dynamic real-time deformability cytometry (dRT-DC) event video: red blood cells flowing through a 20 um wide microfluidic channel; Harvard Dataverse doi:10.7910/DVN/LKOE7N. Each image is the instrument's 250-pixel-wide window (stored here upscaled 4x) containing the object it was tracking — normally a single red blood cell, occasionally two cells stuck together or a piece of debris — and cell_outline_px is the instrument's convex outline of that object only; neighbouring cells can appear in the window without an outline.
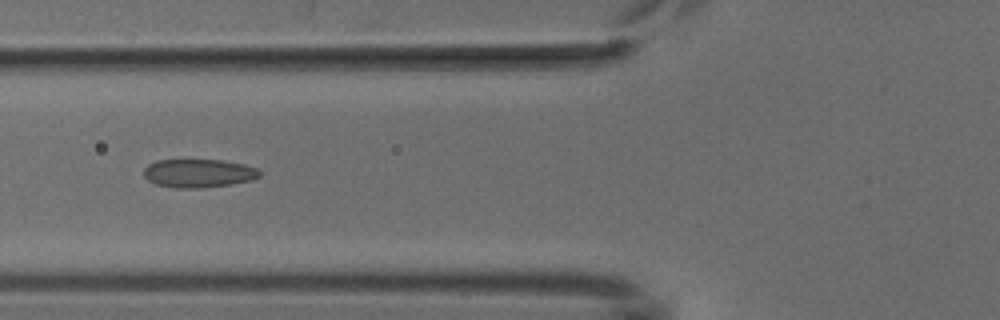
{"species": "common noctule bat (a hibernating species)", "species_latin": "Nyctalus noctula", "temperature_condition": "cold", "stored_images_in_passage": 7, "camera_frame_rate_fps": 3000, "um_per_image_px": 0.085, "animal": {"sex": "male", "body_mass_g": 18.8}, "frame": {"image": 1, "passage_image": 6, "time_ms": 5.667, "image_size_px": [1000, 320], "cell_outline_px": [[260, 176], [252, 180], [232, 184], [204, 188], [176, 188], [156, 184], [148, 180], [144, 176], [144, 168], [148, 164], [156, 160], [224, 160], [244, 164], [256, 168], [260, 172]], "centroid_in_image_um": [16.88, 14.73], "position_along_channel_um": 108.9, "area_um2": 19.31}}
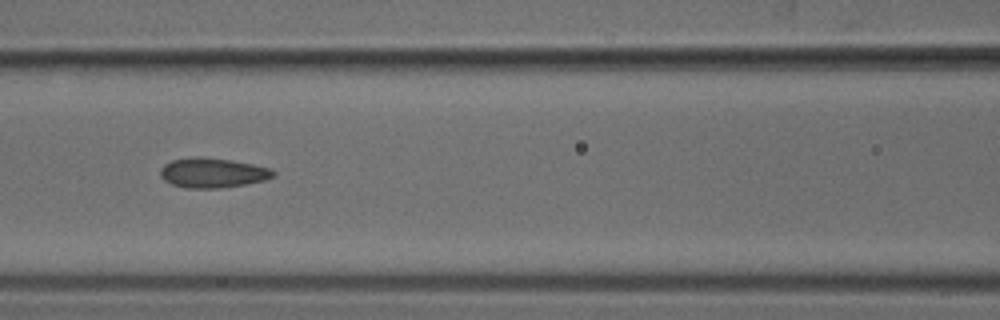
{"frame": {"image": 2, "passage_image": 7, "time_ms": 6.667, "image_size_px": [1000, 320], "cell_outline_px": [[276, 172], [272, 176], [264, 180], [244, 184], [220, 188], [188, 188], [172, 184], [164, 180], [160, 176], [160, 168], [164, 164], [172, 160], [196, 156], [204, 156], [232, 160], [272, 168]], "centroid_in_image_um": [18.05, 14.67], "position_along_channel_um": 148.6, "area_um2": 19.65}}